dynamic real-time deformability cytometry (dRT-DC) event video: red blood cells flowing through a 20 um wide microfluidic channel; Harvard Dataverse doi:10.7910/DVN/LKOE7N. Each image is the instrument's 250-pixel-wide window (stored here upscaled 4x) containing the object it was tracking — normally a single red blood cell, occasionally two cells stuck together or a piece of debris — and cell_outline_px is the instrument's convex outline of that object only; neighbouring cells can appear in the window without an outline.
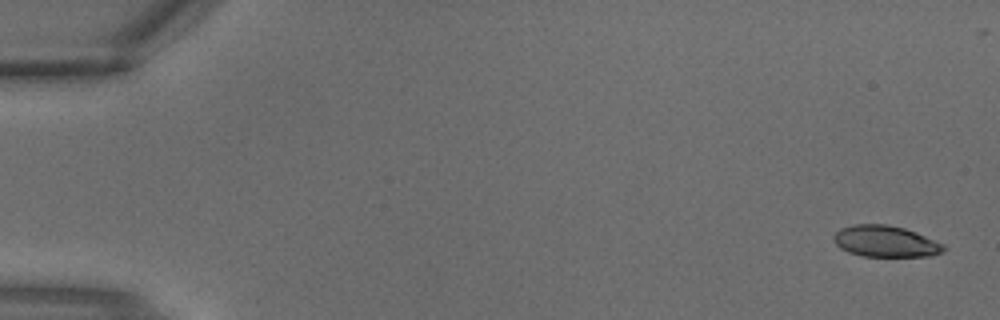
{"species": "common noctule bat (a hibernating species)", "species_latin": "Nyctalus noctula", "temperature_condition": "warm", "stored_images_in_passage": 3, "camera_frame_rate_fps": 3000, "um_per_image_px": 0.085, "animal": {"sex": "male", "body_mass_g": 18.8}, "frame": {"image": 1, "passage_image": 1, "time_ms": 0.0, "image_size_px": [1000, 320], "cell_outline_px": [[944, 252], [932, 256], [864, 256], [848, 252], [840, 248], [832, 240], [832, 236], [840, 228], [852, 224], [888, 224], [904, 228], [916, 232], [944, 244]], "centroid_in_image_um": [75.24, 20.51], "position_along_channel_um": 9.8, "area_um2": 20.23}}